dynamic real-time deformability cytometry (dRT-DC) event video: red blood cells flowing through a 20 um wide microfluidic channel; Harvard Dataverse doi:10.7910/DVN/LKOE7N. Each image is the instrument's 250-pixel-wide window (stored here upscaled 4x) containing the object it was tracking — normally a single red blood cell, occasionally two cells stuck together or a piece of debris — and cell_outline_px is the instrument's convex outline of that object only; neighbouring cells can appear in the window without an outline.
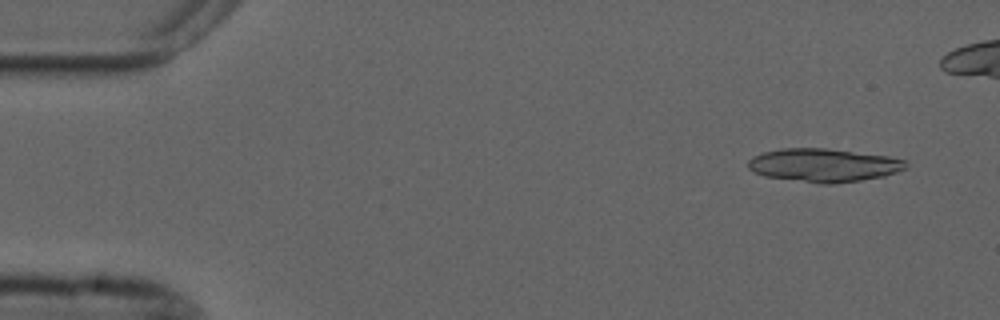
{"species": "common noctule bat (a hibernating species)", "species_latin": "Nyctalus noctula", "temperature_condition": "cold", "stored_images_in_passage": 50, "camera_frame_rate_fps": 3000, "um_per_image_px": 0.085, "animal": {"sex": "male", "forearm_length_mm": 52.5}, "frame": {"image": 1, "passage_image": 4, "time_ms": 1.0, "image_size_px": [1000, 320], "cell_outline_px": [[908, 168], [884, 176], [860, 180], [832, 184], [820, 184], [764, 176], [752, 172], [748, 168], [748, 160], [752, 156], [764, 152], [784, 148], [824, 148], [888, 156], [904, 160], [908, 164]], "centroid_in_image_um": [69.99, 14.05], "position_along_channel_um": 15.0, "area_um2": 30.69}}